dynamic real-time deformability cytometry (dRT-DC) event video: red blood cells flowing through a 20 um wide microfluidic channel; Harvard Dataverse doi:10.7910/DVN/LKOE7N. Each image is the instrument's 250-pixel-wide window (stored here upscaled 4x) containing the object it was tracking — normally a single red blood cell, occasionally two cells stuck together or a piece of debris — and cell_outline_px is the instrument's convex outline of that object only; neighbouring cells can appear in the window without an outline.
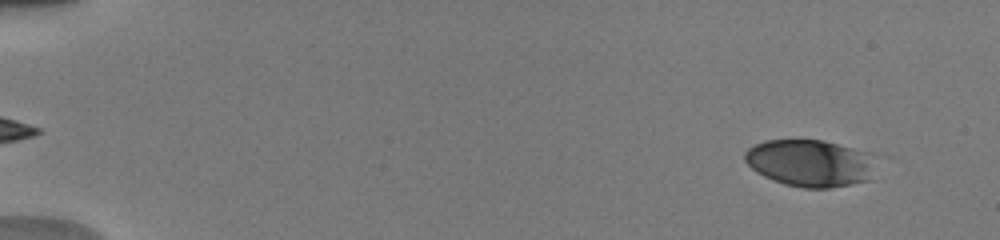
{"species": "human", "species_latin": "Homo sapiens", "temperature_condition": "warm", "stored_images_in_passage": 9, "camera_frame_rate_fps": 3000, "um_per_image_px": 0.085, "donor": {"sex": "male"}, "frame": {"image": 1, "passage_image": 3, "time_ms": 0.667, "image_size_px": [1000, 240], "cell_outline_px": [[872, 156], [868, 180], [852, 184], [828, 188], [804, 188], [784, 184], [772, 180], [764, 176], [752, 168], [744, 160], [744, 152], [748, 148], [764, 140], [824, 140], [872, 152]], "centroid_in_image_um": [68.81, 13.85], "position_along_channel_um": 16.2, "area_um2": 35.78}}
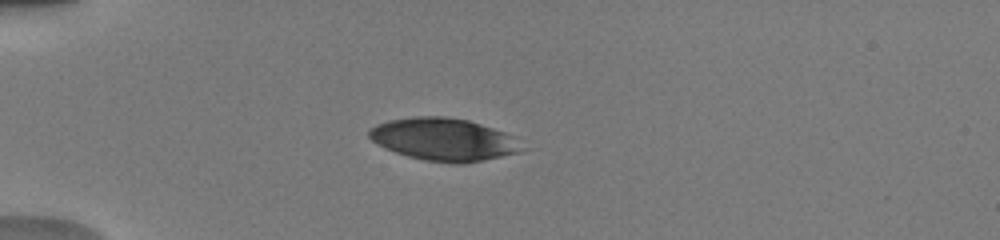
{"frame": {"image": 2, "passage_image": 7, "time_ms": 4.333, "image_size_px": [1000, 240], "cell_outline_px": [[528, 148], [524, 152], [464, 164], [452, 164], [424, 160], [408, 156], [384, 148], [372, 140], [368, 136], [368, 132], [376, 124], [388, 120], [416, 116], [444, 116], [468, 120], [516, 136]], "centroid_in_image_um": [37.8, 11.86], "position_along_channel_um": 47.2, "area_um2": 38.44}}
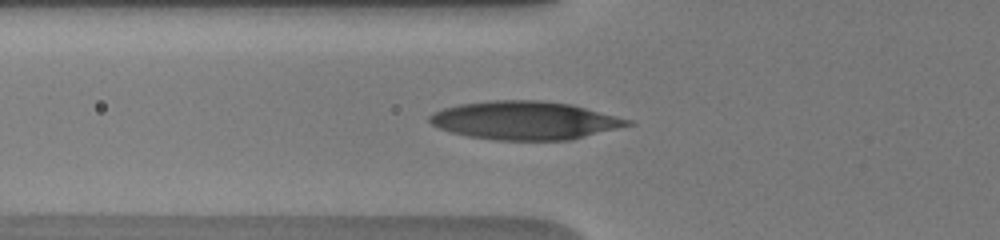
{"frame": {"image": 3, "passage_image": 9, "time_ms": 6.0, "image_size_px": [1000, 240], "cell_outline_px": [[636, 124], [572, 140], [496, 140], [468, 136], [452, 132], [440, 128], [432, 124], [428, 120], [428, 116], [432, 112], [444, 108], [460, 104], [492, 100], [540, 100], [572, 104], [632, 120]], "centroid_in_image_um": [44.65, 10.24], "position_along_channel_um": 81.1, "area_um2": 44.39}}